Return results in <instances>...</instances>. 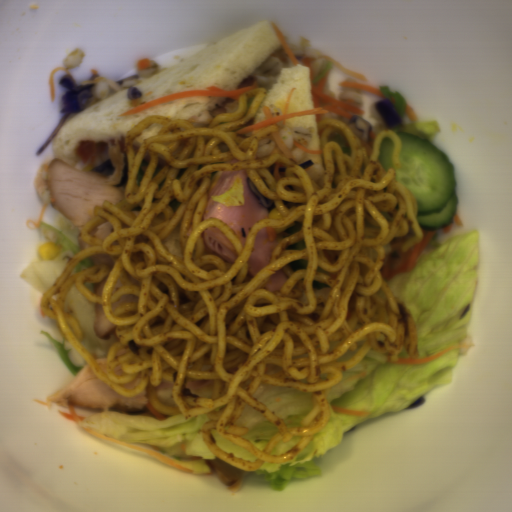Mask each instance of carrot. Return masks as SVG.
<instances>
[{
    "instance_id": "1",
    "label": "carrot",
    "mask_w": 512,
    "mask_h": 512,
    "mask_svg": "<svg viewBox=\"0 0 512 512\" xmlns=\"http://www.w3.org/2000/svg\"><path fill=\"white\" fill-rule=\"evenodd\" d=\"M330 75L331 74H326L312 83L311 91L313 108L273 115L270 108L260 105L263 114V121H250L233 132L238 136L249 137L271 125H278L279 130L268 135L279 150L295 162L293 155L278 136V133L285 126L286 119L304 115H314L317 123L325 119H339L346 123L348 120L363 114V109L354 101L338 100L326 92L325 87Z\"/></svg>"
},
{
    "instance_id": "2",
    "label": "carrot",
    "mask_w": 512,
    "mask_h": 512,
    "mask_svg": "<svg viewBox=\"0 0 512 512\" xmlns=\"http://www.w3.org/2000/svg\"><path fill=\"white\" fill-rule=\"evenodd\" d=\"M258 89L257 82L253 80L251 77H247L236 89H226V88H220V87H206V88H200V89H194V90H187V91H181V92H175L142 104L137 105L135 102L131 103V108L126 109L123 114L120 117H127L129 115H132L136 112H139L141 110H144L146 108L155 106L157 104L169 101L171 99L180 97V96H190V95H208V96H215V97H223V100H232V101H238L240 99V96L245 93L246 91Z\"/></svg>"
},
{
    "instance_id": "3",
    "label": "carrot",
    "mask_w": 512,
    "mask_h": 512,
    "mask_svg": "<svg viewBox=\"0 0 512 512\" xmlns=\"http://www.w3.org/2000/svg\"><path fill=\"white\" fill-rule=\"evenodd\" d=\"M420 229L423 234L421 242L409 248L406 253L401 252L402 249H400L393 258H386L379 270L386 283L392 276L408 273L412 270L424 250L434 239L435 228L426 230L420 227Z\"/></svg>"
},
{
    "instance_id": "4",
    "label": "carrot",
    "mask_w": 512,
    "mask_h": 512,
    "mask_svg": "<svg viewBox=\"0 0 512 512\" xmlns=\"http://www.w3.org/2000/svg\"><path fill=\"white\" fill-rule=\"evenodd\" d=\"M84 430H86L87 432H89L90 434L92 435H95L99 438H102L106 441H109L111 443H114V444H117V445H120V446H123V447H126V448H129V449H132V450H135V451H139V452H143V453H147L149 455H151L152 457L162 461L163 463L175 468V469H178L184 473H191V472H195L185 466H183L182 464H180L179 462H177L176 460H174L173 458H171L170 456L168 455H165V454H162V453H159V452H156V451H153V450H150V449H147V448H143V447H140V446H136V445H133V444H129V443H126V442H122V441H119V440H115V439H112V438H108V437H105L99 433H97L96 431L90 429V428H83Z\"/></svg>"
},
{
    "instance_id": "5",
    "label": "carrot",
    "mask_w": 512,
    "mask_h": 512,
    "mask_svg": "<svg viewBox=\"0 0 512 512\" xmlns=\"http://www.w3.org/2000/svg\"><path fill=\"white\" fill-rule=\"evenodd\" d=\"M461 346H467L465 345L464 343L463 344H455L447 349H444L438 353H435V354H432L430 356H427V357H424V358H411L410 356L409 357H405V358H402V359H398V363H400L401 365H412V364H417V363H422V362H426V361H431V360H434V359H438V358H441L443 357L444 355H446L447 353H449L450 351L456 349V348H459Z\"/></svg>"
},
{
    "instance_id": "6",
    "label": "carrot",
    "mask_w": 512,
    "mask_h": 512,
    "mask_svg": "<svg viewBox=\"0 0 512 512\" xmlns=\"http://www.w3.org/2000/svg\"><path fill=\"white\" fill-rule=\"evenodd\" d=\"M271 26H272L275 34L277 35L280 43L282 44L285 52L287 53L290 61L292 63H294L295 65L299 64L297 59H296V57H295V55H294V53H293V51H292V49H291V47H290V45H289V43H288V41H287V39H286V37H285V35H284V33H283V31H282V29H281V27H280V25H279V23L275 22V21L271 22Z\"/></svg>"
},
{
    "instance_id": "7",
    "label": "carrot",
    "mask_w": 512,
    "mask_h": 512,
    "mask_svg": "<svg viewBox=\"0 0 512 512\" xmlns=\"http://www.w3.org/2000/svg\"><path fill=\"white\" fill-rule=\"evenodd\" d=\"M339 86H343V87H347V88H352V89H356V90H360V91H364V92H369V93H373L381 98H385V95L386 93L383 92L382 90H380L379 88L377 87H372V86H367V85H362V84H357V83H352V82H347V81H341L339 83Z\"/></svg>"
},
{
    "instance_id": "8",
    "label": "carrot",
    "mask_w": 512,
    "mask_h": 512,
    "mask_svg": "<svg viewBox=\"0 0 512 512\" xmlns=\"http://www.w3.org/2000/svg\"><path fill=\"white\" fill-rule=\"evenodd\" d=\"M67 409H68V411H61V413H60L64 419H68V420L78 424L79 422H81L82 420L87 418V417L78 416L74 406L68 405Z\"/></svg>"
}]
</instances>
